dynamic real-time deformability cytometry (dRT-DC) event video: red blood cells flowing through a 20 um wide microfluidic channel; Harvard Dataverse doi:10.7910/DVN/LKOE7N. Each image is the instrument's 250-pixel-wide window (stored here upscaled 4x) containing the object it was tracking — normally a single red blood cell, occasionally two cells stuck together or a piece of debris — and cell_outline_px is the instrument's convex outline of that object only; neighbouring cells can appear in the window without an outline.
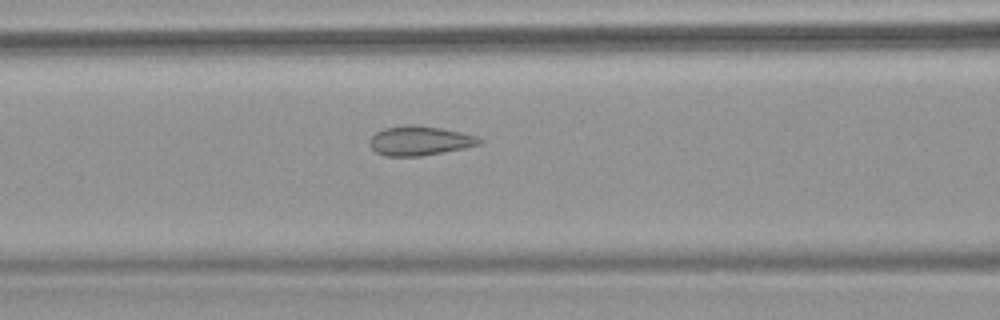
{"species": "common noctule bat (a hibernating species)", "species_latin": "Nyctalus noctula", "temperature_condition": "warm", "stored_images_in_passage": 63, "camera_frame_rate_fps": 3000, "um_per_image_px": 0.085, "animal": {"sex": "female", "body_mass_g": 18.4}, "frame": {"image": 1, "passage_image": 28, "time_ms": 9.0, "image_size_px": [1000, 320], "cell_outline_px": [[484, 140], [480, 144], [464, 148], [420, 156], [384, 156], [376, 152], [368, 144], [368, 140], [376, 132], [384, 128], [412, 124], [440, 128], [460, 132], [476, 136]], "centroid_in_image_um": [35.64, 11.96], "position_along_channel_um": 131.0, "area_um2": 18.73}}